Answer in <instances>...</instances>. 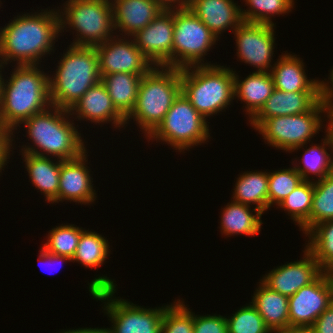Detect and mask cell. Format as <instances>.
<instances>
[{
  "mask_svg": "<svg viewBox=\"0 0 333 333\" xmlns=\"http://www.w3.org/2000/svg\"><path fill=\"white\" fill-rule=\"evenodd\" d=\"M40 254H39V262L42 264H48L50 267L55 266V264L61 265L63 261H70L72 262V259L67 256H61V255H55L52 253H49L48 251L44 250L42 247L40 248ZM47 265V266H48ZM62 266V265H61Z\"/></svg>",
  "mask_w": 333,
  "mask_h": 333,
  "instance_id": "obj_42",
  "label": "cell"
},
{
  "mask_svg": "<svg viewBox=\"0 0 333 333\" xmlns=\"http://www.w3.org/2000/svg\"><path fill=\"white\" fill-rule=\"evenodd\" d=\"M58 61L54 77H49L50 102L70 110L94 85L101 81L95 47L69 45Z\"/></svg>",
  "mask_w": 333,
  "mask_h": 333,
  "instance_id": "obj_4",
  "label": "cell"
},
{
  "mask_svg": "<svg viewBox=\"0 0 333 333\" xmlns=\"http://www.w3.org/2000/svg\"><path fill=\"white\" fill-rule=\"evenodd\" d=\"M306 248L314 255L323 272L333 270V219L315 225L306 235Z\"/></svg>",
  "mask_w": 333,
  "mask_h": 333,
  "instance_id": "obj_31",
  "label": "cell"
},
{
  "mask_svg": "<svg viewBox=\"0 0 333 333\" xmlns=\"http://www.w3.org/2000/svg\"><path fill=\"white\" fill-rule=\"evenodd\" d=\"M234 71L235 98L245 102V110L251 120L263 107L269 96L275 90L270 72H252L244 80Z\"/></svg>",
  "mask_w": 333,
  "mask_h": 333,
  "instance_id": "obj_24",
  "label": "cell"
},
{
  "mask_svg": "<svg viewBox=\"0 0 333 333\" xmlns=\"http://www.w3.org/2000/svg\"><path fill=\"white\" fill-rule=\"evenodd\" d=\"M236 181L232 201L256 205L255 208L262 213L268 210V172L247 171L238 176Z\"/></svg>",
  "mask_w": 333,
  "mask_h": 333,
  "instance_id": "obj_28",
  "label": "cell"
},
{
  "mask_svg": "<svg viewBox=\"0 0 333 333\" xmlns=\"http://www.w3.org/2000/svg\"><path fill=\"white\" fill-rule=\"evenodd\" d=\"M333 68V67H332ZM332 71L329 73V82H325L323 81V98L324 99H333V69H331ZM329 83L332 85H329Z\"/></svg>",
  "mask_w": 333,
  "mask_h": 333,
  "instance_id": "obj_46",
  "label": "cell"
},
{
  "mask_svg": "<svg viewBox=\"0 0 333 333\" xmlns=\"http://www.w3.org/2000/svg\"><path fill=\"white\" fill-rule=\"evenodd\" d=\"M86 153L74 160H60L58 203L67 200L86 205L96 200Z\"/></svg>",
  "mask_w": 333,
  "mask_h": 333,
  "instance_id": "obj_17",
  "label": "cell"
},
{
  "mask_svg": "<svg viewBox=\"0 0 333 333\" xmlns=\"http://www.w3.org/2000/svg\"><path fill=\"white\" fill-rule=\"evenodd\" d=\"M314 195V181H302L284 198L278 206L287 211L293 221L300 227L310 216Z\"/></svg>",
  "mask_w": 333,
  "mask_h": 333,
  "instance_id": "obj_33",
  "label": "cell"
},
{
  "mask_svg": "<svg viewBox=\"0 0 333 333\" xmlns=\"http://www.w3.org/2000/svg\"><path fill=\"white\" fill-rule=\"evenodd\" d=\"M187 8L212 31L217 39L225 30L232 29L233 32L243 22L241 7L233 0H189Z\"/></svg>",
  "mask_w": 333,
  "mask_h": 333,
  "instance_id": "obj_21",
  "label": "cell"
},
{
  "mask_svg": "<svg viewBox=\"0 0 333 333\" xmlns=\"http://www.w3.org/2000/svg\"><path fill=\"white\" fill-rule=\"evenodd\" d=\"M222 211L220 231L221 234H226L224 236L231 237L235 234L255 236L261 231L263 213L260 210L256 208L251 210L249 205L232 201Z\"/></svg>",
  "mask_w": 333,
  "mask_h": 333,
  "instance_id": "obj_27",
  "label": "cell"
},
{
  "mask_svg": "<svg viewBox=\"0 0 333 333\" xmlns=\"http://www.w3.org/2000/svg\"><path fill=\"white\" fill-rule=\"evenodd\" d=\"M280 56L270 71L275 89L284 92L323 91V81L308 79L305 63L300 57L286 52Z\"/></svg>",
  "mask_w": 333,
  "mask_h": 333,
  "instance_id": "obj_22",
  "label": "cell"
},
{
  "mask_svg": "<svg viewBox=\"0 0 333 333\" xmlns=\"http://www.w3.org/2000/svg\"><path fill=\"white\" fill-rule=\"evenodd\" d=\"M324 139H322L321 145H311L308 149L305 150L304 154H302V158L299 159L303 166L297 165L294 166L296 171L301 175L304 181L310 182L311 175H316L318 180L320 181L327 175L333 173V142L328 134L325 135ZM331 149L330 154L327 152V148ZM331 147V148H330ZM332 154V155H331ZM331 155V156H330Z\"/></svg>",
  "mask_w": 333,
  "mask_h": 333,
  "instance_id": "obj_29",
  "label": "cell"
},
{
  "mask_svg": "<svg viewBox=\"0 0 333 333\" xmlns=\"http://www.w3.org/2000/svg\"><path fill=\"white\" fill-rule=\"evenodd\" d=\"M156 1L159 2L165 9L187 8L189 5V0H156Z\"/></svg>",
  "mask_w": 333,
  "mask_h": 333,
  "instance_id": "obj_44",
  "label": "cell"
},
{
  "mask_svg": "<svg viewBox=\"0 0 333 333\" xmlns=\"http://www.w3.org/2000/svg\"><path fill=\"white\" fill-rule=\"evenodd\" d=\"M108 240L97 232L84 230L79 238L72 262H80L89 269L100 267L110 253Z\"/></svg>",
  "mask_w": 333,
  "mask_h": 333,
  "instance_id": "obj_32",
  "label": "cell"
},
{
  "mask_svg": "<svg viewBox=\"0 0 333 333\" xmlns=\"http://www.w3.org/2000/svg\"><path fill=\"white\" fill-rule=\"evenodd\" d=\"M32 184L45 196V201L58 203L60 159L21 152Z\"/></svg>",
  "mask_w": 333,
  "mask_h": 333,
  "instance_id": "obj_23",
  "label": "cell"
},
{
  "mask_svg": "<svg viewBox=\"0 0 333 333\" xmlns=\"http://www.w3.org/2000/svg\"><path fill=\"white\" fill-rule=\"evenodd\" d=\"M311 327L315 333H333V303L316 319Z\"/></svg>",
  "mask_w": 333,
  "mask_h": 333,
  "instance_id": "obj_41",
  "label": "cell"
},
{
  "mask_svg": "<svg viewBox=\"0 0 333 333\" xmlns=\"http://www.w3.org/2000/svg\"><path fill=\"white\" fill-rule=\"evenodd\" d=\"M2 69H4V67H2L1 64H0V78H1Z\"/></svg>",
  "mask_w": 333,
  "mask_h": 333,
  "instance_id": "obj_49",
  "label": "cell"
},
{
  "mask_svg": "<svg viewBox=\"0 0 333 333\" xmlns=\"http://www.w3.org/2000/svg\"><path fill=\"white\" fill-rule=\"evenodd\" d=\"M112 37L97 45L98 70L100 75L113 73H130L145 75L153 67L151 62L141 53L134 40L129 37ZM118 39V40H117Z\"/></svg>",
  "mask_w": 333,
  "mask_h": 333,
  "instance_id": "obj_13",
  "label": "cell"
},
{
  "mask_svg": "<svg viewBox=\"0 0 333 333\" xmlns=\"http://www.w3.org/2000/svg\"><path fill=\"white\" fill-rule=\"evenodd\" d=\"M173 32L174 9H165L131 38L153 66L172 68Z\"/></svg>",
  "mask_w": 333,
  "mask_h": 333,
  "instance_id": "obj_15",
  "label": "cell"
},
{
  "mask_svg": "<svg viewBox=\"0 0 333 333\" xmlns=\"http://www.w3.org/2000/svg\"><path fill=\"white\" fill-rule=\"evenodd\" d=\"M209 63L181 69V93L206 120L235 98L234 69Z\"/></svg>",
  "mask_w": 333,
  "mask_h": 333,
  "instance_id": "obj_6",
  "label": "cell"
},
{
  "mask_svg": "<svg viewBox=\"0 0 333 333\" xmlns=\"http://www.w3.org/2000/svg\"><path fill=\"white\" fill-rule=\"evenodd\" d=\"M59 34L57 9L17 15L7 26L0 28L1 66L12 61L17 65H39L43 56L54 51Z\"/></svg>",
  "mask_w": 333,
  "mask_h": 333,
  "instance_id": "obj_1",
  "label": "cell"
},
{
  "mask_svg": "<svg viewBox=\"0 0 333 333\" xmlns=\"http://www.w3.org/2000/svg\"><path fill=\"white\" fill-rule=\"evenodd\" d=\"M326 114V115H325ZM325 114L329 121L327 129H325V132L330 136L332 142H333V99H325Z\"/></svg>",
  "mask_w": 333,
  "mask_h": 333,
  "instance_id": "obj_43",
  "label": "cell"
},
{
  "mask_svg": "<svg viewBox=\"0 0 333 333\" xmlns=\"http://www.w3.org/2000/svg\"><path fill=\"white\" fill-rule=\"evenodd\" d=\"M249 7L241 9L243 22L275 25L271 17L289 13L294 0H245ZM275 14V15H274Z\"/></svg>",
  "mask_w": 333,
  "mask_h": 333,
  "instance_id": "obj_34",
  "label": "cell"
},
{
  "mask_svg": "<svg viewBox=\"0 0 333 333\" xmlns=\"http://www.w3.org/2000/svg\"><path fill=\"white\" fill-rule=\"evenodd\" d=\"M274 333H315L312 327L289 326L284 329L273 331Z\"/></svg>",
  "mask_w": 333,
  "mask_h": 333,
  "instance_id": "obj_45",
  "label": "cell"
},
{
  "mask_svg": "<svg viewBox=\"0 0 333 333\" xmlns=\"http://www.w3.org/2000/svg\"><path fill=\"white\" fill-rule=\"evenodd\" d=\"M84 230L74 224H61L49 231L43 249L49 253L73 258L81 233Z\"/></svg>",
  "mask_w": 333,
  "mask_h": 333,
  "instance_id": "obj_35",
  "label": "cell"
},
{
  "mask_svg": "<svg viewBox=\"0 0 333 333\" xmlns=\"http://www.w3.org/2000/svg\"><path fill=\"white\" fill-rule=\"evenodd\" d=\"M274 27L275 25L242 22L233 31L237 57L257 68L256 72H270L273 67L271 61L275 48Z\"/></svg>",
  "mask_w": 333,
  "mask_h": 333,
  "instance_id": "obj_12",
  "label": "cell"
},
{
  "mask_svg": "<svg viewBox=\"0 0 333 333\" xmlns=\"http://www.w3.org/2000/svg\"><path fill=\"white\" fill-rule=\"evenodd\" d=\"M303 181L294 167L268 172V210L286 198Z\"/></svg>",
  "mask_w": 333,
  "mask_h": 333,
  "instance_id": "obj_36",
  "label": "cell"
},
{
  "mask_svg": "<svg viewBox=\"0 0 333 333\" xmlns=\"http://www.w3.org/2000/svg\"><path fill=\"white\" fill-rule=\"evenodd\" d=\"M333 219V173L314 181V195L309 218L300 226L306 235L318 223Z\"/></svg>",
  "mask_w": 333,
  "mask_h": 333,
  "instance_id": "obj_30",
  "label": "cell"
},
{
  "mask_svg": "<svg viewBox=\"0 0 333 333\" xmlns=\"http://www.w3.org/2000/svg\"><path fill=\"white\" fill-rule=\"evenodd\" d=\"M322 98L323 91L284 92L275 89L260 111L249 122L254 129H257L266 119L274 116L309 112Z\"/></svg>",
  "mask_w": 333,
  "mask_h": 333,
  "instance_id": "obj_18",
  "label": "cell"
},
{
  "mask_svg": "<svg viewBox=\"0 0 333 333\" xmlns=\"http://www.w3.org/2000/svg\"><path fill=\"white\" fill-rule=\"evenodd\" d=\"M14 134H12L7 128H5L1 123H0V172L2 174V168H4L5 165H7L8 159H10V151H12L11 146H12V141Z\"/></svg>",
  "mask_w": 333,
  "mask_h": 333,
  "instance_id": "obj_40",
  "label": "cell"
},
{
  "mask_svg": "<svg viewBox=\"0 0 333 333\" xmlns=\"http://www.w3.org/2000/svg\"><path fill=\"white\" fill-rule=\"evenodd\" d=\"M186 306L178 299L166 307L162 318L161 333H193V312Z\"/></svg>",
  "mask_w": 333,
  "mask_h": 333,
  "instance_id": "obj_38",
  "label": "cell"
},
{
  "mask_svg": "<svg viewBox=\"0 0 333 333\" xmlns=\"http://www.w3.org/2000/svg\"><path fill=\"white\" fill-rule=\"evenodd\" d=\"M193 333H228L226 316L193 314Z\"/></svg>",
  "mask_w": 333,
  "mask_h": 333,
  "instance_id": "obj_39",
  "label": "cell"
},
{
  "mask_svg": "<svg viewBox=\"0 0 333 333\" xmlns=\"http://www.w3.org/2000/svg\"><path fill=\"white\" fill-rule=\"evenodd\" d=\"M322 113V114H321ZM325 99L322 98L309 112L298 115L274 116L266 119L257 129L272 147L286 152L302 149L322 129Z\"/></svg>",
  "mask_w": 333,
  "mask_h": 333,
  "instance_id": "obj_11",
  "label": "cell"
},
{
  "mask_svg": "<svg viewBox=\"0 0 333 333\" xmlns=\"http://www.w3.org/2000/svg\"><path fill=\"white\" fill-rule=\"evenodd\" d=\"M115 31L130 38L153 21L165 8L156 0H110Z\"/></svg>",
  "mask_w": 333,
  "mask_h": 333,
  "instance_id": "obj_20",
  "label": "cell"
},
{
  "mask_svg": "<svg viewBox=\"0 0 333 333\" xmlns=\"http://www.w3.org/2000/svg\"><path fill=\"white\" fill-rule=\"evenodd\" d=\"M209 134L211 133L206 119L180 93L163 121L148 136V141L156 139L166 142L181 153L193 146L204 144L210 138Z\"/></svg>",
  "mask_w": 333,
  "mask_h": 333,
  "instance_id": "obj_9",
  "label": "cell"
},
{
  "mask_svg": "<svg viewBox=\"0 0 333 333\" xmlns=\"http://www.w3.org/2000/svg\"><path fill=\"white\" fill-rule=\"evenodd\" d=\"M328 276H329V278L331 280V283H332V286H333V270L328 272Z\"/></svg>",
  "mask_w": 333,
  "mask_h": 333,
  "instance_id": "obj_48",
  "label": "cell"
},
{
  "mask_svg": "<svg viewBox=\"0 0 333 333\" xmlns=\"http://www.w3.org/2000/svg\"><path fill=\"white\" fill-rule=\"evenodd\" d=\"M89 292L93 299L104 302V311L113 323L108 333H161L162 318L166 307L144 308L126 299L113 297L116 283L107 276L92 280ZM116 298V299H115Z\"/></svg>",
  "mask_w": 333,
  "mask_h": 333,
  "instance_id": "obj_7",
  "label": "cell"
},
{
  "mask_svg": "<svg viewBox=\"0 0 333 333\" xmlns=\"http://www.w3.org/2000/svg\"><path fill=\"white\" fill-rule=\"evenodd\" d=\"M304 249L302 259L272 269L260 281L286 297L314 282L323 271L314 255L306 247Z\"/></svg>",
  "mask_w": 333,
  "mask_h": 333,
  "instance_id": "obj_16",
  "label": "cell"
},
{
  "mask_svg": "<svg viewBox=\"0 0 333 333\" xmlns=\"http://www.w3.org/2000/svg\"><path fill=\"white\" fill-rule=\"evenodd\" d=\"M100 76L113 105L126 119L135 107L139 85L144 75L124 72Z\"/></svg>",
  "mask_w": 333,
  "mask_h": 333,
  "instance_id": "obj_26",
  "label": "cell"
},
{
  "mask_svg": "<svg viewBox=\"0 0 333 333\" xmlns=\"http://www.w3.org/2000/svg\"><path fill=\"white\" fill-rule=\"evenodd\" d=\"M232 315L226 317L228 333H272L251 303Z\"/></svg>",
  "mask_w": 333,
  "mask_h": 333,
  "instance_id": "obj_37",
  "label": "cell"
},
{
  "mask_svg": "<svg viewBox=\"0 0 333 333\" xmlns=\"http://www.w3.org/2000/svg\"><path fill=\"white\" fill-rule=\"evenodd\" d=\"M49 77L38 65H17L8 80L1 73L0 123L12 134L28 118L52 105Z\"/></svg>",
  "mask_w": 333,
  "mask_h": 333,
  "instance_id": "obj_2",
  "label": "cell"
},
{
  "mask_svg": "<svg viewBox=\"0 0 333 333\" xmlns=\"http://www.w3.org/2000/svg\"><path fill=\"white\" fill-rule=\"evenodd\" d=\"M69 112L72 119L74 115H77L79 120L85 119L96 124L112 122L114 128L119 129L126 125V119L113 105L111 97L101 81L91 87Z\"/></svg>",
  "mask_w": 333,
  "mask_h": 333,
  "instance_id": "obj_19",
  "label": "cell"
},
{
  "mask_svg": "<svg viewBox=\"0 0 333 333\" xmlns=\"http://www.w3.org/2000/svg\"><path fill=\"white\" fill-rule=\"evenodd\" d=\"M57 333V332H56ZM59 333H108L107 328H79V329H72V330H63Z\"/></svg>",
  "mask_w": 333,
  "mask_h": 333,
  "instance_id": "obj_47",
  "label": "cell"
},
{
  "mask_svg": "<svg viewBox=\"0 0 333 333\" xmlns=\"http://www.w3.org/2000/svg\"><path fill=\"white\" fill-rule=\"evenodd\" d=\"M216 41L212 31L188 8H174L172 68L210 65L203 57Z\"/></svg>",
  "mask_w": 333,
  "mask_h": 333,
  "instance_id": "obj_10",
  "label": "cell"
},
{
  "mask_svg": "<svg viewBox=\"0 0 333 333\" xmlns=\"http://www.w3.org/2000/svg\"><path fill=\"white\" fill-rule=\"evenodd\" d=\"M69 116V110L51 105L50 109L28 118L22 124H25L26 133L37 148L23 145L21 152L51 158L53 156L63 161L79 158L87 150L81 134Z\"/></svg>",
  "mask_w": 333,
  "mask_h": 333,
  "instance_id": "obj_3",
  "label": "cell"
},
{
  "mask_svg": "<svg viewBox=\"0 0 333 333\" xmlns=\"http://www.w3.org/2000/svg\"><path fill=\"white\" fill-rule=\"evenodd\" d=\"M254 292L250 303L261 315L270 331L273 333L289 327V297L270 289L262 281Z\"/></svg>",
  "mask_w": 333,
  "mask_h": 333,
  "instance_id": "obj_25",
  "label": "cell"
},
{
  "mask_svg": "<svg viewBox=\"0 0 333 333\" xmlns=\"http://www.w3.org/2000/svg\"><path fill=\"white\" fill-rule=\"evenodd\" d=\"M63 6L58 9L60 33L70 27L76 31L71 45L96 47L115 36L110 0H68Z\"/></svg>",
  "mask_w": 333,
  "mask_h": 333,
  "instance_id": "obj_8",
  "label": "cell"
},
{
  "mask_svg": "<svg viewBox=\"0 0 333 333\" xmlns=\"http://www.w3.org/2000/svg\"><path fill=\"white\" fill-rule=\"evenodd\" d=\"M181 93V69L153 66L142 76L137 101L126 124L133 119L147 137L163 121L174 100Z\"/></svg>",
  "mask_w": 333,
  "mask_h": 333,
  "instance_id": "obj_5",
  "label": "cell"
},
{
  "mask_svg": "<svg viewBox=\"0 0 333 333\" xmlns=\"http://www.w3.org/2000/svg\"><path fill=\"white\" fill-rule=\"evenodd\" d=\"M333 303V286L328 272L289 297V326L311 327Z\"/></svg>",
  "mask_w": 333,
  "mask_h": 333,
  "instance_id": "obj_14",
  "label": "cell"
}]
</instances>
